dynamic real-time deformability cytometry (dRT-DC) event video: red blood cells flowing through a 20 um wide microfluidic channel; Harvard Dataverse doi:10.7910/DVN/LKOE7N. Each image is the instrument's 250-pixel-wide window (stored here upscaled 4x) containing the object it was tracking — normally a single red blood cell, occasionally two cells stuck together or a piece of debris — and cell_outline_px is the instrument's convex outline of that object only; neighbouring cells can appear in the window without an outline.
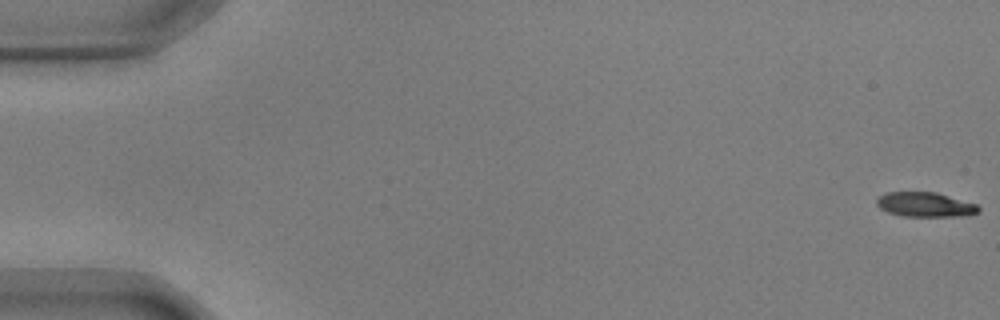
{"species": "common noctule bat (a hibernating species)", "species_latin": "Nyctalus noctula", "temperature_condition": "warm", "stored_images_in_passage": 11, "camera_frame_rate_fps": 3000, "um_per_image_px": 0.085, "animal": {"sex": "male", "body_mass_g": 17.9, "forearm_length_mm": 54.2}, "frame": {"image": 1, "passage_image": 1, "time_ms": 0.0, "image_size_px": [1000, 320], "cell_outline_px": [[980, 212], [968, 216], [900, 216], [888, 212], [880, 208], [876, 204], [876, 200], [880, 196], [888, 192], [936, 192], [976, 204], [980, 208]], "centroid_in_image_um": [78.66, 17.4], "position_along_channel_um": 6.3, "area_um2": 14.62}}